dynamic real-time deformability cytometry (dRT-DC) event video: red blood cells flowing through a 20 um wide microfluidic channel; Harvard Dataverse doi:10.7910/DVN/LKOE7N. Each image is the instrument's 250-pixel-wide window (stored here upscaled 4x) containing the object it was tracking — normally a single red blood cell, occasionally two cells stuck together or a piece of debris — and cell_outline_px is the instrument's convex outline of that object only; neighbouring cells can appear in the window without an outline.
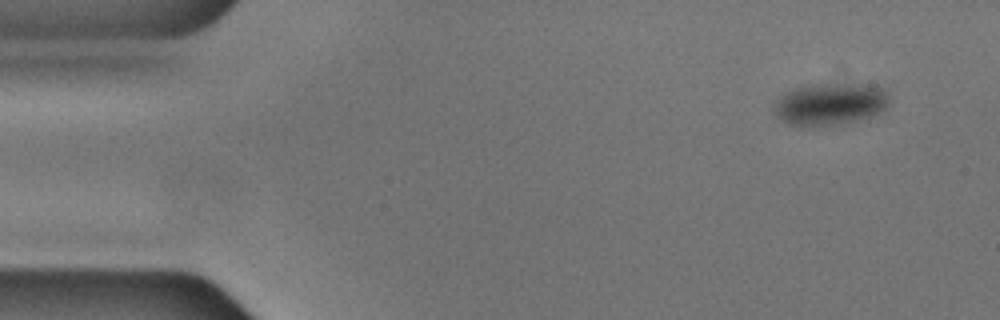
{"species": "common noctule bat (a hibernating species)", "species_latin": "Nyctalus noctula", "temperature_condition": "cold", "stored_images_in_passage": 53, "camera_frame_rate_fps": 3000, "um_per_image_px": 0.085, "animal": {"sex": "male", "body_mass_g": 17.9, "forearm_length_mm": 54.2}, "frame": {"image": 1, "passage_image": 1, "time_ms": 0.0, "image_size_px": [1000, 320], "cell_outline_px": [[888, 104], [880, 112], [872, 116], [840, 124], [788, 124], [776, 116], [772, 112], [772, 108], [776, 100], [780, 96], [796, 88], [820, 84], [860, 84], [884, 88], [888, 96]], "centroid_in_image_um": [70.55, 8.83], "position_along_channel_um": 14.4, "area_um2": 27.63}}
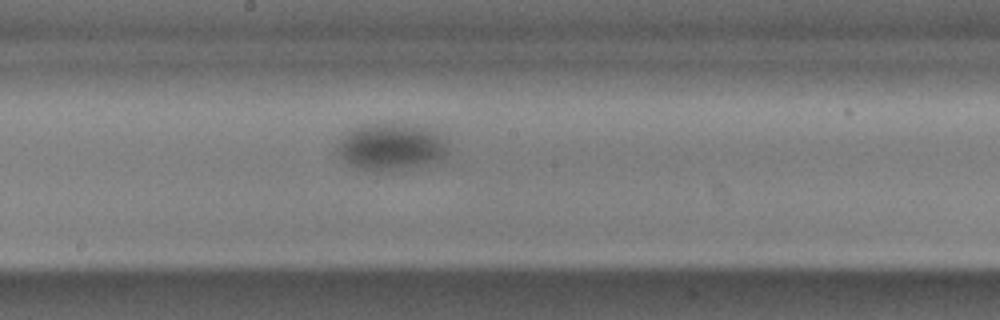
{"frame": {"image": 2, "passage_image": 26, "time_ms": 8.333, "image_size_px": [1000, 320], "cell_outline_px": [[444, 156], [420, 164], [392, 168], [360, 168], [344, 160], [336, 152], [336, 148], [356, 128], [376, 124], [404, 128], [428, 132], [436, 136], [440, 140], [444, 148]], "centroid_in_image_um": [33.09, 12.51], "position_along_channel_um": 215.1, "area_um2": 26.07}}
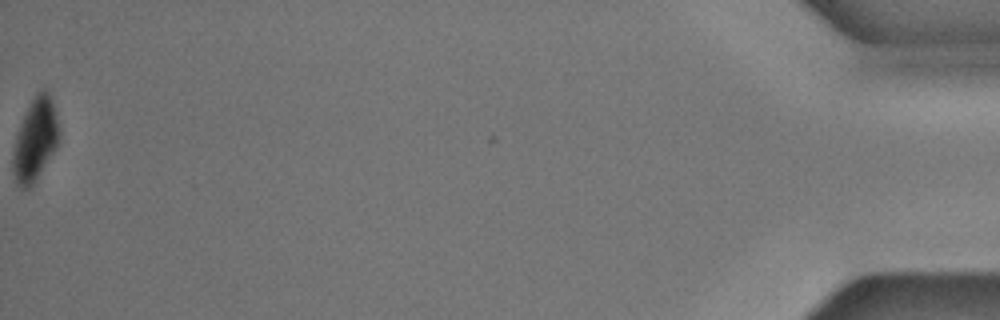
{"frame": {"image": 3, "passage_image": 53, "time_ms": 17.333, "image_size_px": [1000, 320], "cell_outline_px": [[60, 132], [56, 148], [32, 184], [28, 188], [20, 188], [16, 184], [12, 172], [12, 156], [16, 136], [24, 116], [36, 92], [44, 88], [48, 88], [56, 112]], "centroid_in_image_um": [3.0, 11.85], "position_along_channel_um": 432.2, "area_um2": 22.02}, "authors_computed_cell_mechanics": {"area_um2": 27.455, "velocity_mm_per_s": 3.551, "shape_relaxation_time_tau1_ms": 3.089, "shape_relaxation_time_tau2_ms": null, "deformation_change_tau1": 0.0703, "deformation_change_tau2": null}}